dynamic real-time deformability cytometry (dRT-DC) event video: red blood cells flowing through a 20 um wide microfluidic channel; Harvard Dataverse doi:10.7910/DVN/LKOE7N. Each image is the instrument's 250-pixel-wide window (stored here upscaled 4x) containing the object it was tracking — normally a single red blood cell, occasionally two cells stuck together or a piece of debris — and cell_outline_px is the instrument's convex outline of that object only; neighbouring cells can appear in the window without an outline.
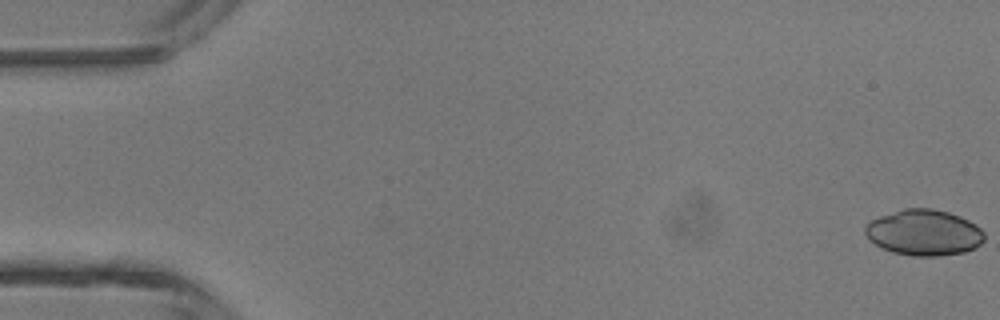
{"species": "common noctule bat (a hibernating species)", "species_latin": "Nyctalus noctula", "temperature_condition": "room temperature", "stored_images_in_passage": 5, "camera_frame_rate_fps": 3000, "um_per_image_px": 0.085, "animal": {"sex": "male", "body_mass_g": 13.3}, "frame": {"image": 1, "passage_image": 1, "time_ms": 0.0, "image_size_px": [1000, 320], "cell_outline_px": [[984, 240], [980, 244], [964, 252], [936, 256], [912, 256], [892, 252], [868, 240], [864, 232], [864, 228], [872, 220], [880, 216], [904, 208], [932, 208], [948, 212], [960, 216], [976, 224], [984, 232]], "centroid_in_image_um": [78.53, 19.76], "position_along_channel_um": 6.5, "area_um2": 31.79}}